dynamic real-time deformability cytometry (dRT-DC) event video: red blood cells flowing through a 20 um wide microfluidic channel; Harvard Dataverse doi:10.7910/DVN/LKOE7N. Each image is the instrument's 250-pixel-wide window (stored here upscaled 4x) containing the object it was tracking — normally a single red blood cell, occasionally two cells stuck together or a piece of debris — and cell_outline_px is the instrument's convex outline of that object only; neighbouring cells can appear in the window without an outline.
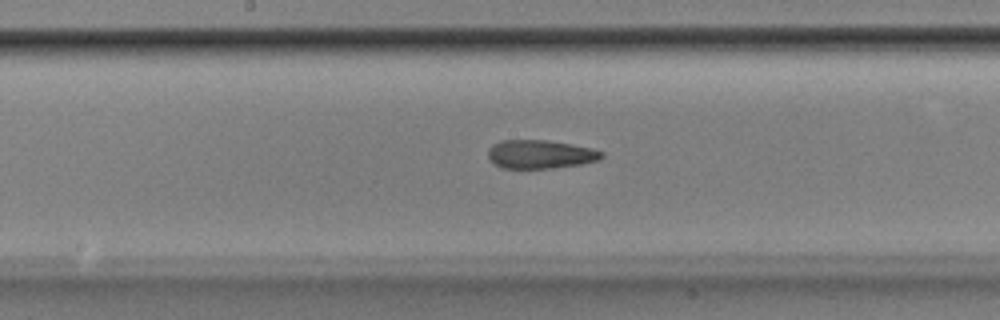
{"species": "Egyptian fruit bat (a non-hibernating species)", "species_latin": "Rousettus aegyptiacus", "temperature_condition": "room temperature", "stored_images_in_passage": 31, "camera_frame_rate_fps": 3000, "um_per_image_px": 0.085, "animal": {"sex": "male"}, "frame": {"image": 1, "passage_image": 15, "time_ms": 4.667, "image_size_px": [1000, 320], "cell_outline_px": [[604, 156], [600, 160], [584, 164], [552, 168], [500, 168], [488, 156], [488, 148], [492, 144], [500, 140], [548, 140], [592, 148], [604, 152]], "centroid_in_image_um": [45.95, 13.11], "position_along_channel_um": 202.2, "area_um2": 19.07}}
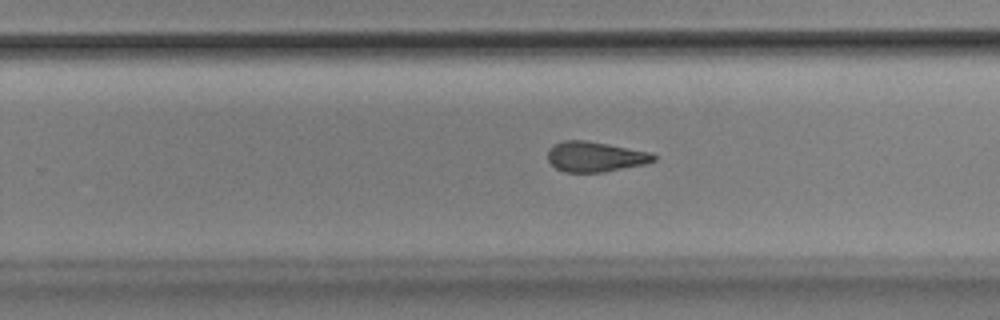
{"frame": {"image": 2, "passage_image": 21, "time_ms": 6.667, "image_size_px": [1000, 320], "cell_outline_px": [[656, 160], [644, 164], [604, 172], [564, 172], [556, 168], [548, 160], [548, 148], [552, 144], [564, 140], [588, 140], [652, 152], [656, 156]], "centroid_in_image_um": [50.58, 13.3], "position_along_channel_um": 279.2, "area_um2": 18.84}}
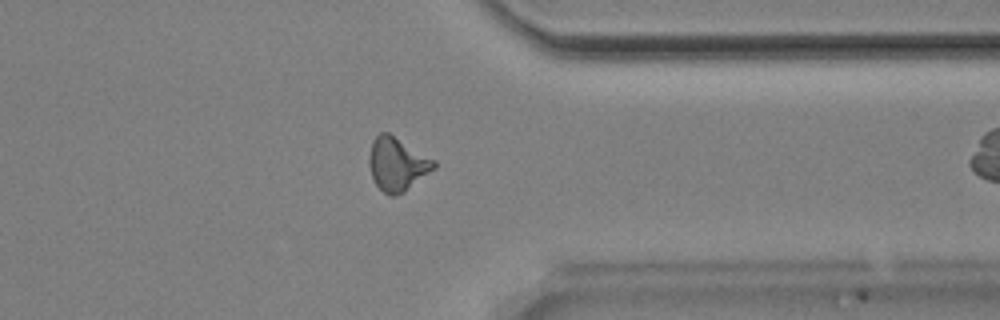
{"frame": {"image": 3, "passage_image": 29, "time_ms": 9.333, "image_size_px": [1000, 320], "cell_outline_px": [[436, 168], [404, 192], [392, 196], [388, 196], [376, 184], [372, 176], [368, 164], [368, 160], [372, 140], [380, 132], [388, 132], [436, 160]], "centroid_in_image_um": [33.76, 13.94], "position_along_channel_um": 377.6, "area_um2": 20.23}}